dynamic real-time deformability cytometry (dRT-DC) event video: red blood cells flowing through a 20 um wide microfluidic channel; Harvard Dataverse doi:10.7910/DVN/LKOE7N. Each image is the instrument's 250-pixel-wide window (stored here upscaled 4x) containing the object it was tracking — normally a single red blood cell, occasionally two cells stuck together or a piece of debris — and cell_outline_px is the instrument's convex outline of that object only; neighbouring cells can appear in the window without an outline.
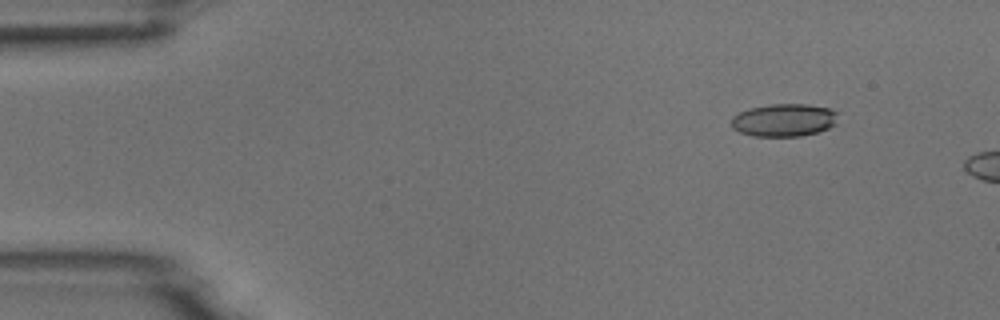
{"species": "common noctule bat (a hibernating species)", "species_latin": "Nyctalus noctula", "temperature_condition": "room temperature", "stored_images_in_passage": 4, "camera_frame_rate_fps": 3000, "um_per_image_px": 0.085, "animal": {"sex": "male", "body_mass_g": 18.8}, "frame": {"image": 1, "passage_image": 2, "time_ms": 1.333, "image_size_px": [1000, 320], "cell_outline_px": [[836, 124], [828, 128], [816, 132], [800, 136], [752, 136], [740, 132], [732, 128], [732, 116], [740, 112], [752, 108], [772, 104], [808, 104], [828, 108], [836, 112]], "centroid_in_image_um": [66.63, 10.21], "position_along_channel_um": 18.4, "area_um2": 20.17}}